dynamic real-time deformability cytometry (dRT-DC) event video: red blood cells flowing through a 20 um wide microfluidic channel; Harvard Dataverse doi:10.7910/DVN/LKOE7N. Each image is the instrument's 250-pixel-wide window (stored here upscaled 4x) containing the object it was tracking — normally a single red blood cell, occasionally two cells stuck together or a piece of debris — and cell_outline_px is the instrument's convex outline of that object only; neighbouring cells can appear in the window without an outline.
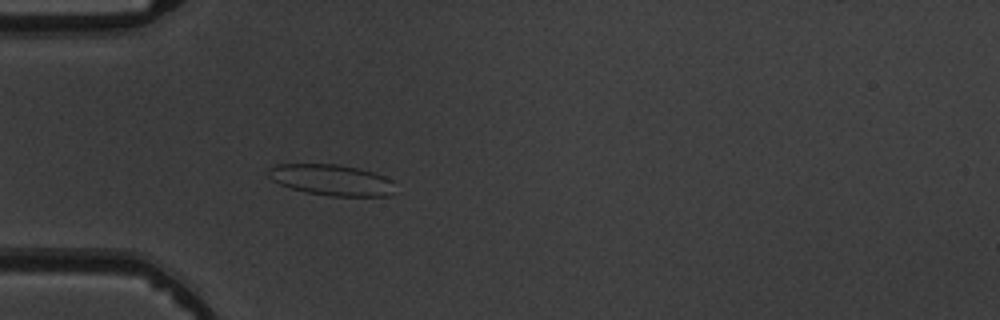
{"species": "common noctule bat (a hibernating species)", "species_latin": "Nyctalus noctula", "temperature_condition": "warm", "stored_images_in_passage": 5, "camera_frame_rate_fps": 3000, "um_per_image_px": 0.085, "animal": {"sex": "male", "body_mass_g": 19.5, "forearm_length_mm": 54.6}, "frame": {"image": 1, "passage_image": 5, "time_ms": 4.667, "image_size_px": [1000, 320], "cell_outline_px": [[392, 192], [388, 196], [332, 196], [308, 192], [292, 188], [280, 184], [272, 180], [268, 176], [268, 172], [276, 164], [336, 164], [356, 168], [372, 172], [384, 176], [392, 180]], "centroid_in_image_um": [28.17, 15.29], "position_along_channel_um": 56.8, "area_um2": 22.48}}